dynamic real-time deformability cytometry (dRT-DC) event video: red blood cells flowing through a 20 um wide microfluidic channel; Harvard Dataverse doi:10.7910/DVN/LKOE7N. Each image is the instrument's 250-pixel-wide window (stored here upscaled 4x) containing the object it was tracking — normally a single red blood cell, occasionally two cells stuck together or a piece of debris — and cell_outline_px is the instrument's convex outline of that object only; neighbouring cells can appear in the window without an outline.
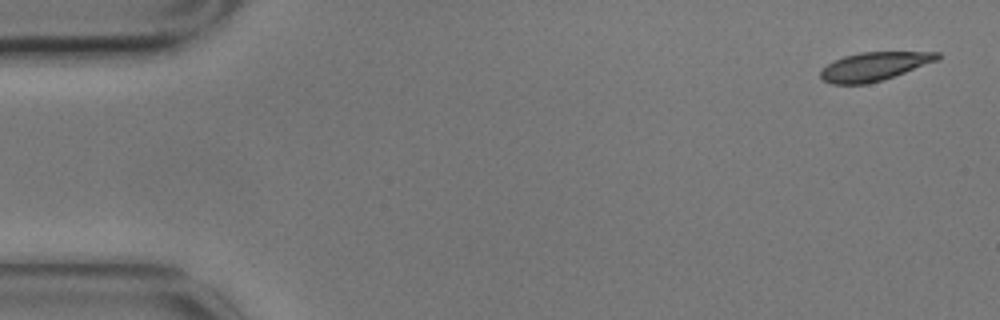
{"species": "common noctule bat (a hibernating species)", "species_latin": "Nyctalus noctula", "temperature_condition": "cold", "stored_images_in_passage": 5, "camera_frame_rate_fps": 3000, "um_per_image_px": 0.085, "animal": {"sex": "male", "body_mass_g": 17.9}, "frame": {"image": 1, "passage_image": 1, "time_ms": 0.0, "image_size_px": [1000, 320], "cell_outline_px": [[940, 60], [868, 84], [832, 84], [824, 80], [820, 76], [820, 72], [828, 64], [844, 56], [860, 52], [940, 52]], "centroid_in_image_um": [74.32, 5.64], "position_along_channel_um": 10.7, "area_um2": 19.13}}
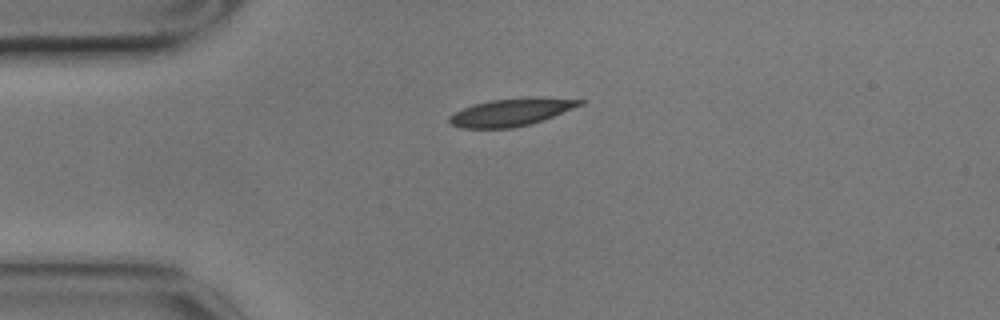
{"frame": {"image": 2, "passage_image": 4, "time_ms": 1.0, "image_size_px": [1000, 320], "cell_outline_px": [[584, 104], [544, 120], [532, 124], [512, 128], [460, 128], [452, 124], [448, 120], [448, 116], [472, 104], [488, 100], [528, 96], [544, 96], [584, 100]], "centroid_in_image_um": [43.5, 9.51], "position_along_channel_um": 41.5, "area_um2": 21.44}}